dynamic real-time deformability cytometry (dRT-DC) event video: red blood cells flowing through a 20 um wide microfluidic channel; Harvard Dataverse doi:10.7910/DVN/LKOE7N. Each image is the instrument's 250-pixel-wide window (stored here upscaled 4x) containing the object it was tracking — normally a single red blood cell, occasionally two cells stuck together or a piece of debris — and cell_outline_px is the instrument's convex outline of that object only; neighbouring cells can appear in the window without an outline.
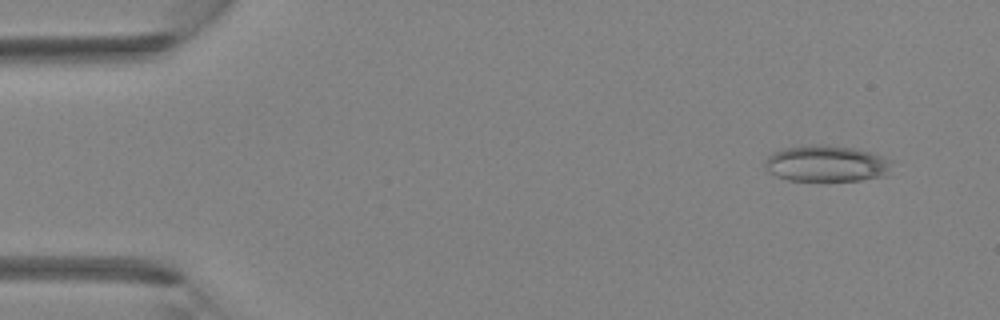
{"species": "Egyptian fruit bat (a non-hibernating species)", "species_latin": "Rousettus aegyptiacus", "temperature_condition": "room temperature", "stored_images_in_passage": 40, "camera_frame_rate_fps": 3000, "um_per_image_px": 0.085, "animal": {"sex": "female"}, "frame": {"image": 1, "passage_image": 3, "time_ms": 0.667, "image_size_px": [1000, 320], "cell_outline_px": [[892, 160], [888, 176], [860, 180], [788, 180], [776, 176], [768, 172], [764, 164], [764, 160], [772, 152], [784, 148], [816, 144], [828, 144], [856, 148], [872, 152]], "centroid_in_image_um": [70.26, 13.89], "position_along_channel_um": 14.7, "area_um2": 27.17}}
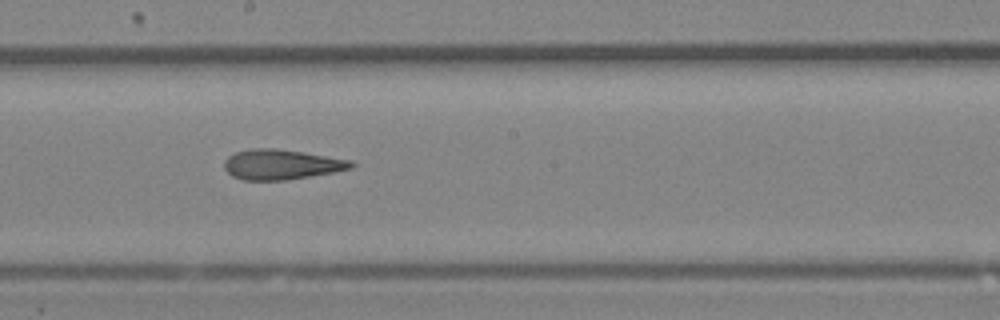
{"frame": {"image": 2, "passage_image": 22, "time_ms": 7.0, "image_size_px": [1000, 320], "cell_outline_px": [[356, 164], [352, 168], [332, 172], [284, 180], [244, 180], [232, 176], [224, 168], [224, 160], [228, 156], [236, 152], [252, 148], [276, 148], [352, 160]], "centroid_in_image_um": [23.89, 13.97], "position_along_channel_um": 224.3, "area_um2": 22.08}}
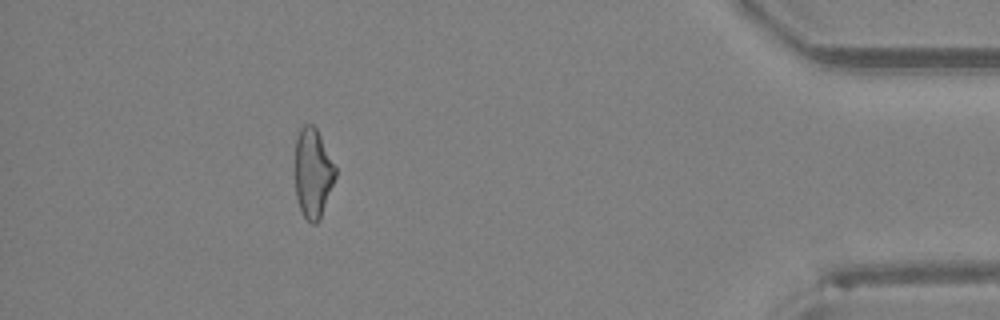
{"frame": {"image": 3, "passage_image": 36, "time_ms": 11.667, "image_size_px": [1000, 320], "cell_outline_px": [[336, 176], [320, 220], [316, 224], [312, 224], [304, 216], [300, 208], [296, 196], [296, 136], [300, 128], [304, 124], [312, 124], [316, 128], [336, 168]], "centroid_in_image_um": [26.6, 14.72], "position_along_channel_um": 408.6, "area_um2": 20.81}}